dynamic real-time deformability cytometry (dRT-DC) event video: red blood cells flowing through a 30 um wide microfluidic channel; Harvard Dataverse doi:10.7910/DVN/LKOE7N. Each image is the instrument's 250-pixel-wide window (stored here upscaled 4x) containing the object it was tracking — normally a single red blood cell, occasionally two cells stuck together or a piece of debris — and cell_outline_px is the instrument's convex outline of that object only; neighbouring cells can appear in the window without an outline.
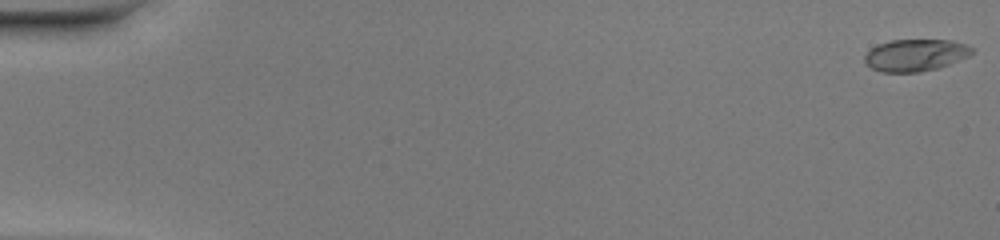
{"species": "common noctule bat (a hibernating species)", "species_latin": "Nyctalus noctula", "temperature_condition": "warm", "stored_images_in_passage": 51, "camera_frame_rate_fps": 3000, "um_per_image_px": 0.085, "animal": {"sex": "female", "body_mass_g": 20.0, "forearm_length_mm": 54.0}, "frame": {"image": 1, "passage_image": 1, "time_ms": 0.0, "image_size_px": [1000, 240], "cell_outline_px": [[976, 52], [968, 56], [948, 64], [936, 68], [920, 72], [880, 72], [872, 68], [864, 60], [864, 56], [876, 44], [892, 40], [952, 40], [968, 44], [976, 48]], "centroid_in_image_um": [77.86, 4.67], "position_along_channel_um": 7.1, "area_um2": 20.11}}
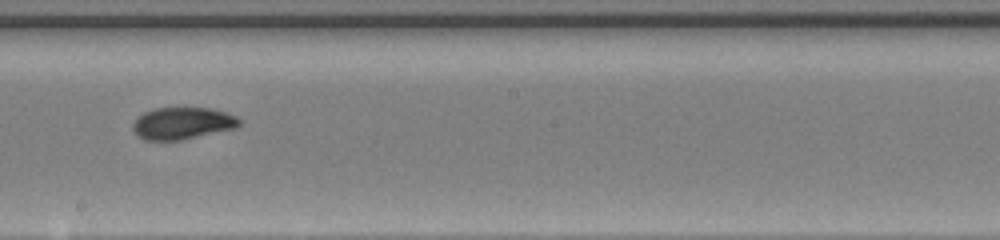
{"frame": {"image": 2, "passage_image": 30, "time_ms": 9.667, "image_size_px": [1000, 240], "cell_outline_px": [[240, 124], [236, 128], [184, 140], [144, 140], [136, 136], [132, 128], [132, 124], [144, 112], [156, 108], [208, 108], [224, 112], [236, 116], [240, 120]], "centroid_in_image_um": [15.49, 10.5], "position_along_channel_um": 232.7, "area_um2": 19.88}}
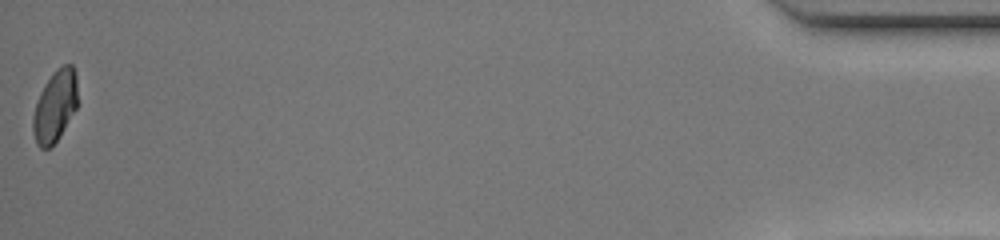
{"frame": {"image": 3, "passage_image": 51, "time_ms": 16.667, "image_size_px": [1000, 240], "cell_outline_px": [[76, 108], [60, 136], [48, 148], [40, 148], [36, 144], [32, 132], [32, 116], [40, 92], [44, 84], [56, 68], [64, 64], [72, 64], [76, 72]], "centroid_in_image_um": [4.65, 9.01], "position_along_channel_um": 430.6, "area_um2": 18.55}, "authors_computed_cell_mechanics": {"area_um2": 19.941, "velocity_mm_per_s": 4.1235, "shape_relaxation_time_tau1_ms": 8.7926, "shape_relaxation_time_tau2_ms": 1.0192, "deformation_change_tau1": 0.2687, "deformation_change_tau2": 0.043}}